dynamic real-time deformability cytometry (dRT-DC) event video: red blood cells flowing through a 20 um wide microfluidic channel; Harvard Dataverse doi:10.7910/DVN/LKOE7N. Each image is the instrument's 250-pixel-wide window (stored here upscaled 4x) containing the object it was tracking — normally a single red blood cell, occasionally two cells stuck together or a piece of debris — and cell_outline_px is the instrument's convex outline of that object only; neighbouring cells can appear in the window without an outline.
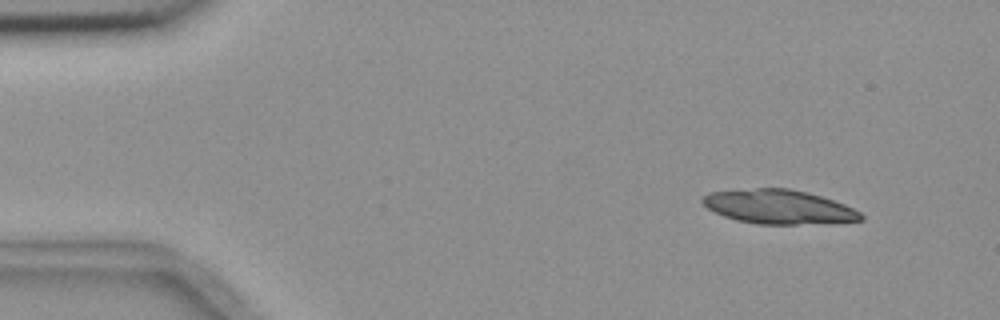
{"species": "common noctule bat (a hibernating species)", "species_latin": "Nyctalus noctula", "temperature_condition": "room temperature", "stored_images_in_passage": 4, "camera_frame_rate_fps": 3000, "um_per_image_px": 0.085, "animal": {"sex": "female", "body_mass_g": 18.4}, "frame": {"image": 1, "passage_image": 1, "time_ms": 0.0, "image_size_px": [1000, 320], "cell_outline_px": [[864, 220], [796, 224], [756, 224], [736, 220], [724, 216], [708, 208], [700, 200], [704, 196], [712, 192], [756, 188], [788, 188], [808, 192], [844, 204], [860, 212], [864, 216]], "centroid_in_image_um": [66.18, 17.58], "position_along_channel_um": 18.8, "area_um2": 31.1}}